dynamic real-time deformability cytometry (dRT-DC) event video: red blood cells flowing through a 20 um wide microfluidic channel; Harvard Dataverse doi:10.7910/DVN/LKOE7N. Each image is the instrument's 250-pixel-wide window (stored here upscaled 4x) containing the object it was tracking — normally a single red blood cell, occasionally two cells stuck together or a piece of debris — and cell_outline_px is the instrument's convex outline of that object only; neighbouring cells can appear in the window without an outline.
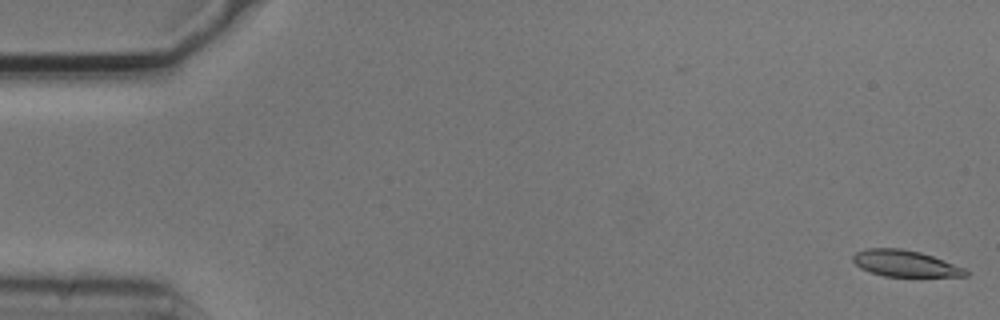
{"species": "common noctule bat (a hibernating species)", "species_latin": "Nyctalus noctula", "temperature_condition": "cold", "stored_images_in_passage": 5, "camera_frame_rate_fps": 3000, "um_per_image_px": 0.085, "animal": {"sex": "male", "body_mass_g": 20.5, "forearm_length_mm": 52.5}, "frame": {"image": 1, "passage_image": 1, "time_ms": 0.0, "image_size_px": [1000, 320], "cell_outline_px": [[968, 276], [884, 276], [860, 268], [852, 260], [852, 256], [856, 252], [868, 248], [900, 248], [920, 252], [932, 256], [964, 268], [968, 272]], "centroid_in_image_um": [76.9, 22.39], "position_along_channel_um": 8.1, "area_um2": 17.05}}
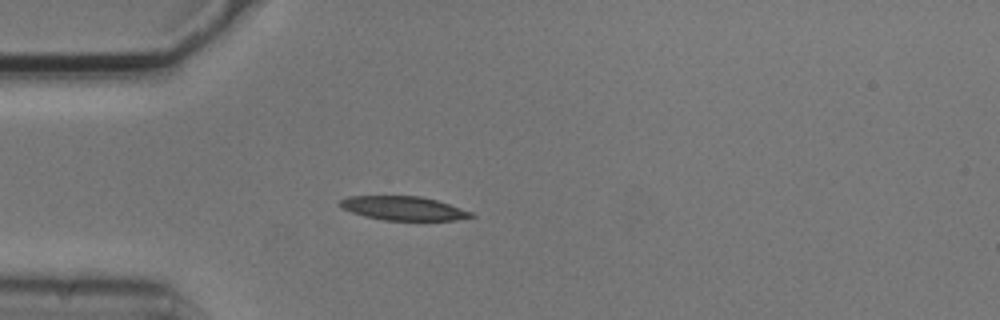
{"frame": {"image": 2, "passage_image": 5, "time_ms": 1.333, "image_size_px": [1000, 320], "cell_outline_px": [[476, 216], [456, 220], [384, 220], [364, 216], [352, 212], [344, 208], [340, 204], [340, 200], [348, 196], [420, 196], [436, 200], [472, 212]], "centroid_in_image_um": [34.3, 17.7], "position_along_channel_um": 50.7, "area_um2": 18.03}}